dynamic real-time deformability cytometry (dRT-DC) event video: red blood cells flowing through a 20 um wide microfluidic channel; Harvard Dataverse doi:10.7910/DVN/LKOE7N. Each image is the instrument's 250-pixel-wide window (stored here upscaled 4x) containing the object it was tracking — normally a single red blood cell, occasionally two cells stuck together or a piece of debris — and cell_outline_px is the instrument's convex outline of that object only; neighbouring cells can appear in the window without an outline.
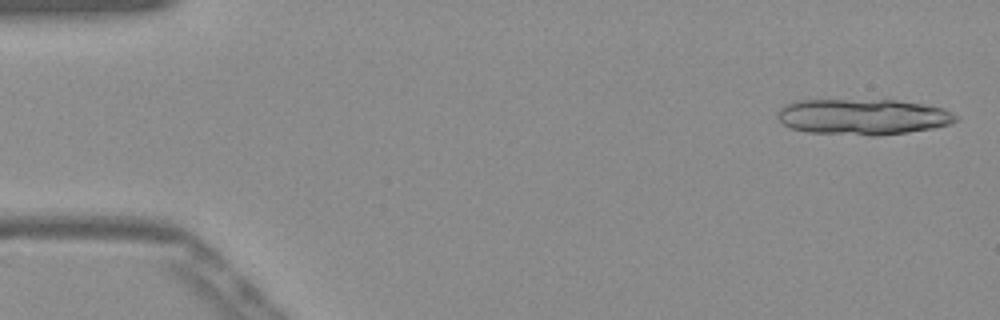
{"species": "Egyptian fruit bat (a non-hibernating species)", "species_latin": "Rousettus aegyptiacus", "temperature_condition": "warm", "stored_images_in_passage": 15, "camera_frame_rate_fps": 3000, "um_per_image_px": 0.085, "frame": {"image": 1, "passage_image": 2, "time_ms": 0.333, "image_size_px": [1000, 320], "cell_outline_px": [[960, 116], [956, 120], [948, 124], [932, 128], [908, 132], [880, 136], [868, 136], [808, 132], [792, 128], [784, 124], [776, 116], [776, 112], [784, 104], [796, 100], [896, 100], [924, 104], [944, 108]], "centroid_in_image_um": [73.34, 9.92], "position_along_channel_um": 11.7, "area_um2": 37.57}}